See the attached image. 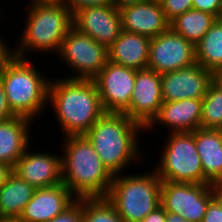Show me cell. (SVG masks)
Returning <instances> with one entry per match:
<instances>
[{
    "label": "cell",
    "mask_w": 222,
    "mask_h": 222,
    "mask_svg": "<svg viewBox=\"0 0 222 222\" xmlns=\"http://www.w3.org/2000/svg\"><path fill=\"white\" fill-rule=\"evenodd\" d=\"M56 80L50 78L48 105L52 103L63 135H84L105 113L94 81L68 76Z\"/></svg>",
    "instance_id": "6da1fadb"
},
{
    "label": "cell",
    "mask_w": 222,
    "mask_h": 222,
    "mask_svg": "<svg viewBox=\"0 0 222 222\" xmlns=\"http://www.w3.org/2000/svg\"><path fill=\"white\" fill-rule=\"evenodd\" d=\"M63 144L62 183L77 199L106 197L114 175L88 139L84 135H69Z\"/></svg>",
    "instance_id": "7a4b0ae2"
},
{
    "label": "cell",
    "mask_w": 222,
    "mask_h": 222,
    "mask_svg": "<svg viewBox=\"0 0 222 222\" xmlns=\"http://www.w3.org/2000/svg\"><path fill=\"white\" fill-rule=\"evenodd\" d=\"M145 127L124 113L105 112L84 134L99 158L113 174H121L135 160L141 159L139 131ZM140 155V156H139ZM129 164V165H128Z\"/></svg>",
    "instance_id": "3957f363"
},
{
    "label": "cell",
    "mask_w": 222,
    "mask_h": 222,
    "mask_svg": "<svg viewBox=\"0 0 222 222\" xmlns=\"http://www.w3.org/2000/svg\"><path fill=\"white\" fill-rule=\"evenodd\" d=\"M20 44L15 55L27 59L28 51L55 52L58 55L63 39L73 26L72 12L62 2L28 5Z\"/></svg>",
    "instance_id": "277c9868"
},
{
    "label": "cell",
    "mask_w": 222,
    "mask_h": 222,
    "mask_svg": "<svg viewBox=\"0 0 222 222\" xmlns=\"http://www.w3.org/2000/svg\"><path fill=\"white\" fill-rule=\"evenodd\" d=\"M30 61L16 56L7 65L0 80L12 111L17 116L36 120L48 104L50 80Z\"/></svg>",
    "instance_id": "5b68a950"
},
{
    "label": "cell",
    "mask_w": 222,
    "mask_h": 222,
    "mask_svg": "<svg viewBox=\"0 0 222 222\" xmlns=\"http://www.w3.org/2000/svg\"><path fill=\"white\" fill-rule=\"evenodd\" d=\"M145 173L113 177L106 199L125 222H140L160 206L162 180L154 170Z\"/></svg>",
    "instance_id": "8992f818"
},
{
    "label": "cell",
    "mask_w": 222,
    "mask_h": 222,
    "mask_svg": "<svg viewBox=\"0 0 222 222\" xmlns=\"http://www.w3.org/2000/svg\"><path fill=\"white\" fill-rule=\"evenodd\" d=\"M161 161L154 167L162 181L204 184L193 132H169Z\"/></svg>",
    "instance_id": "52a82bcc"
},
{
    "label": "cell",
    "mask_w": 222,
    "mask_h": 222,
    "mask_svg": "<svg viewBox=\"0 0 222 222\" xmlns=\"http://www.w3.org/2000/svg\"><path fill=\"white\" fill-rule=\"evenodd\" d=\"M221 190L212 184L162 181L160 205L188 222H202L209 202Z\"/></svg>",
    "instance_id": "ba28073f"
},
{
    "label": "cell",
    "mask_w": 222,
    "mask_h": 222,
    "mask_svg": "<svg viewBox=\"0 0 222 222\" xmlns=\"http://www.w3.org/2000/svg\"><path fill=\"white\" fill-rule=\"evenodd\" d=\"M58 57L76 72L71 79H93L109 60L108 48L71 27L63 39Z\"/></svg>",
    "instance_id": "9c48e42d"
},
{
    "label": "cell",
    "mask_w": 222,
    "mask_h": 222,
    "mask_svg": "<svg viewBox=\"0 0 222 222\" xmlns=\"http://www.w3.org/2000/svg\"><path fill=\"white\" fill-rule=\"evenodd\" d=\"M195 63V45L170 27L151 38L148 69L163 74L189 67Z\"/></svg>",
    "instance_id": "30bf717a"
},
{
    "label": "cell",
    "mask_w": 222,
    "mask_h": 222,
    "mask_svg": "<svg viewBox=\"0 0 222 222\" xmlns=\"http://www.w3.org/2000/svg\"><path fill=\"white\" fill-rule=\"evenodd\" d=\"M136 69L107 61L92 79L105 112L124 113L130 105Z\"/></svg>",
    "instance_id": "8fae6325"
},
{
    "label": "cell",
    "mask_w": 222,
    "mask_h": 222,
    "mask_svg": "<svg viewBox=\"0 0 222 222\" xmlns=\"http://www.w3.org/2000/svg\"><path fill=\"white\" fill-rule=\"evenodd\" d=\"M73 27L109 48L122 32L120 10L113 4L81 8L72 14Z\"/></svg>",
    "instance_id": "7c38bea8"
},
{
    "label": "cell",
    "mask_w": 222,
    "mask_h": 222,
    "mask_svg": "<svg viewBox=\"0 0 222 222\" xmlns=\"http://www.w3.org/2000/svg\"><path fill=\"white\" fill-rule=\"evenodd\" d=\"M162 103L161 74L148 68L136 70L130 105L124 114L146 127L158 114Z\"/></svg>",
    "instance_id": "4fadbf2b"
},
{
    "label": "cell",
    "mask_w": 222,
    "mask_h": 222,
    "mask_svg": "<svg viewBox=\"0 0 222 222\" xmlns=\"http://www.w3.org/2000/svg\"><path fill=\"white\" fill-rule=\"evenodd\" d=\"M214 74L195 63L189 67L161 74L163 101L203 98Z\"/></svg>",
    "instance_id": "5bb4252c"
},
{
    "label": "cell",
    "mask_w": 222,
    "mask_h": 222,
    "mask_svg": "<svg viewBox=\"0 0 222 222\" xmlns=\"http://www.w3.org/2000/svg\"><path fill=\"white\" fill-rule=\"evenodd\" d=\"M29 146L13 167V173L36 189L62 183L61 156L30 152Z\"/></svg>",
    "instance_id": "9a60e30c"
},
{
    "label": "cell",
    "mask_w": 222,
    "mask_h": 222,
    "mask_svg": "<svg viewBox=\"0 0 222 222\" xmlns=\"http://www.w3.org/2000/svg\"><path fill=\"white\" fill-rule=\"evenodd\" d=\"M76 200L77 198L63 183L38 188L24 207L18 220L20 222H49Z\"/></svg>",
    "instance_id": "2e32d148"
},
{
    "label": "cell",
    "mask_w": 222,
    "mask_h": 222,
    "mask_svg": "<svg viewBox=\"0 0 222 222\" xmlns=\"http://www.w3.org/2000/svg\"><path fill=\"white\" fill-rule=\"evenodd\" d=\"M201 118L202 98L163 101L158 114L145 127V131H152L160 123L168 126L170 133L193 132L200 128Z\"/></svg>",
    "instance_id": "e0dca14e"
},
{
    "label": "cell",
    "mask_w": 222,
    "mask_h": 222,
    "mask_svg": "<svg viewBox=\"0 0 222 222\" xmlns=\"http://www.w3.org/2000/svg\"><path fill=\"white\" fill-rule=\"evenodd\" d=\"M119 10L122 31L154 38L169 28V22L165 18L160 2L147 0L127 5Z\"/></svg>",
    "instance_id": "ac0fdd59"
},
{
    "label": "cell",
    "mask_w": 222,
    "mask_h": 222,
    "mask_svg": "<svg viewBox=\"0 0 222 222\" xmlns=\"http://www.w3.org/2000/svg\"><path fill=\"white\" fill-rule=\"evenodd\" d=\"M204 173V184L222 187V130L198 128L193 131Z\"/></svg>",
    "instance_id": "d6986e66"
},
{
    "label": "cell",
    "mask_w": 222,
    "mask_h": 222,
    "mask_svg": "<svg viewBox=\"0 0 222 222\" xmlns=\"http://www.w3.org/2000/svg\"><path fill=\"white\" fill-rule=\"evenodd\" d=\"M33 120L23 116H15L0 121V162L12 168L30 146V124Z\"/></svg>",
    "instance_id": "ffe728a7"
},
{
    "label": "cell",
    "mask_w": 222,
    "mask_h": 222,
    "mask_svg": "<svg viewBox=\"0 0 222 222\" xmlns=\"http://www.w3.org/2000/svg\"><path fill=\"white\" fill-rule=\"evenodd\" d=\"M151 38L122 31L108 48L109 60L136 70L146 69L149 62Z\"/></svg>",
    "instance_id": "44dd1931"
},
{
    "label": "cell",
    "mask_w": 222,
    "mask_h": 222,
    "mask_svg": "<svg viewBox=\"0 0 222 222\" xmlns=\"http://www.w3.org/2000/svg\"><path fill=\"white\" fill-rule=\"evenodd\" d=\"M35 190L12 172L0 185V219H18Z\"/></svg>",
    "instance_id": "7402d4cb"
},
{
    "label": "cell",
    "mask_w": 222,
    "mask_h": 222,
    "mask_svg": "<svg viewBox=\"0 0 222 222\" xmlns=\"http://www.w3.org/2000/svg\"><path fill=\"white\" fill-rule=\"evenodd\" d=\"M196 63L215 74L222 68V18L195 45Z\"/></svg>",
    "instance_id": "603a6c76"
},
{
    "label": "cell",
    "mask_w": 222,
    "mask_h": 222,
    "mask_svg": "<svg viewBox=\"0 0 222 222\" xmlns=\"http://www.w3.org/2000/svg\"><path fill=\"white\" fill-rule=\"evenodd\" d=\"M217 19L210 13L191 8L172 20L169 27L196 45Z\"/></svg>",
    "instance_id": "cb8c5ba5"
},
{
    "label": "cell",
    "mask_w": 222,
    "mask_h": 222,
    "mask_svg": "<svg viewBox=\"0 0 222 222\" xmlns=\"http://www.w3.org/2000/svg\"><path fill=\"white\" fill-rule=\"evenodd\" d=\"M200 128L222 130V86L213 80L202 98Z\"/></svg>",
    "instance_id": "d4e9b609"
},
{
    "label": "cell",
    "mask_w": 222,
    "mask_h": 222,
    "mask_svg": "<svg viewBox=\"0 0 222 222\" xmlns=\"http://www.w3.org/2000/svg\"><path fill=\"white\" fill-rule=\"evenodd\" d=\"M84 222H125L104 198H83Z\"/></svg>",
    "instance_id": "484cf974"
},
{
    "label": "cell",
    "mask_w": 222,
    "mask_h": 222,
    "mask_svg": "<svg viewBox=\"0 0 222 222\" xmlns=\"http://www.w3.org/2000/svg\"><path fill=\"white\" fill-rule=\"evenodd\" d=\"M160 3L165 18L169 23L176 17L193 8L192 0H161Z\"/></svg>",
    "instance_id": "4316f807"
},
{
    "label": "cell",
    "mask_w": 222,
    "mask_h": 222,
    "mask_svg": "<svg viewBox=\"0 0 222 222\" xmlns=\"http://www.w3.org/2000/svg\"><path fill=\"white\" fill-rule=\"evenodd\" d=\"M49 222H84L83 198L77 199L64 212L58 214Z\"/></svg>",
    "instance_id": "83f0119b"
},
{
    "label": "cell",
    "mask_w": 222,
    "mask_h": 222,
    "mask_svg": "<svg viewBox=\"0 0 222 222\" xmlns=\"http://www.w3.org/2000/svg\"><path fill=\"white\" fill-rule=\"evenodd\" d=\"M202 222H222V190L209 202Z\"/></svg>",
    "instance_id": "f1b7e54d"
},
{
    "label": "cell",
    "mask_w": 222,
    "mask_h": 222,
    "mask_svg": "<svg viewBox=\"0 0 222 222\" xmlns=\"http://www.w3.org/2000/svg\"><path fill=\"white\" fill-rule=\"evenodd\" d=\"M192 7L221 18L222 0H192Z\"/></svg>",
    "instance_id": "f546056e"
},
{
    "label": "cell",
    "mask_w": 222,
    "mask_h": 222,
    "mask_svg": "<svg viewBox=\"0 0 222 222\" xmlns=\"http://www.w3.org/2000/svg\"><path fill=\"white\" fill-rule=\"evenodd\" d=\"M72 14L81 9L90 6H102L112 4L111 0H61Z\"/></svg>",
    "instance_id": "4dcf8cb0"
},
{
    "label": "cell",
    "mask_w": 222,
    "mask_h": 222,
    "mask_svg": "<svg viewBox=\"0 0 222 222\" xmlns=\"http://www.w3.org/2000/svg\"><path fill=\"white\" fill-rule=\"evenodd\" d=\"M6 41L0 38V76L4 72L7 65L16 57L15 49L6 46ZM9 47V48H8Z\"/></svg>",
    "instance_id": "1f68e13d"
},
{
    "label": "cell",
    "mask_w": 222,
    "mask_h": 222,
    "mask_svg": "<svg viewBox=\"0 0 222 222\" xmlns=\"http://www.w3.org/2000/svg\"><path fill=\"white\" fill-rule=\"evenodd\" d=\"M17 116L9 106L3 84L0 80V121Z\"/></svg>",
    "instance_id": "d6a6232c"
},
{
    "label": "cell",
    "mask_w": 222,
    "mask_h": 222,
    "mask_svg": "<svg viewBox=\"0 0 222 222\" xmlns=\"http://www.w3.org/2000/svg\"><path fill=\"white\" fill-rule=\"evenodd\" d=\"M140 222H166V211L160 205L154 211L150 212Z\"/></svg>",
    "instance_id": "836d02e7"
},
{
    "label": "cell",
    "mask_w": 222,
    "mask_h": 222,
    "mask_svg": "<svg viewBox=\"0 0 222 222\" xmlns=\"http://www.w3.org/2000/svg\"><path fill=\"white\" fill-rule=\"evenodd\" d=\"M13 172V168L4 162H0V185H2Z\"/></svg>",
    "instance_id": "e575fe53"
},
{
    "label": "cell",
    "mask_w": 222,
    "mask_h": 222,
    "mask_svg": "<svg viewBox=\"0 0 222 222\" xmlns=\"http://www.w3.org/2000/svg\"><path fill=\"white\" fill-rule=\"evenodd\" d=\"M112 1V4L120 9L122 7H125L127 5H133V4H136V3H142V2H146L147 0H111Z\"/></svg>",
    "instance_id": "d590c367"
},
{
    "label": "cell",
    "mask_w": 222,
    "mask_h": 222,
    "mask_svg": "<svg viewBox=\"0 0 222 222\" xmlns=\"http://www.w3.org/2000/svg\"><path fill=\"white\" fill-rule=\"evenodd\" d=\"M166 222H188L178 214L166 212Z\"/></svg>",
    "instance_id": "8d00e7d4"
},
{
    "label": "cell",
    "mask_w": 222,
    "mask_h": 222,
    "mask_svg": "<svg viewBox=\"0 0 222 222\" xmlns=\"http://www.w3.org/2000/svg\"><path fill=\"white\" fill-rule=\"evenodd\" d=\"M61 0H30L29 5L33 4H46V3H56L60 2Z\"/></svg>",
    "instance_id": "74e56055"
},
{
    "label": "cell",
    "mask_w": 222,
    "mask_h": 222,
    "mask_svg": "<svg viewBox=\"0 0 222 222\" xmlns=\"http://www.w3.org/2000/svg\"><path fill=\"white\" fill-rule=\"evenodd\" d=\"M214 80L222 86V68L214 74Z\"/></svg>",
    "instance_id": "f35d334b"
},
{
    "label": "cell",
    "mask_w": 222,
    "mask_h": 222,
    "mask_svg": "<svg viewBox=\"0 0 222 222\" xmlns=\"http://www.w3.org/2000/svg\"><path fill=\"white\" fill-rule=\"evenodd\" d=\"M0 222H20L18 219H0Z\"/></svg>",
    "instance_id": "ab89813d"
}]
</instances>
